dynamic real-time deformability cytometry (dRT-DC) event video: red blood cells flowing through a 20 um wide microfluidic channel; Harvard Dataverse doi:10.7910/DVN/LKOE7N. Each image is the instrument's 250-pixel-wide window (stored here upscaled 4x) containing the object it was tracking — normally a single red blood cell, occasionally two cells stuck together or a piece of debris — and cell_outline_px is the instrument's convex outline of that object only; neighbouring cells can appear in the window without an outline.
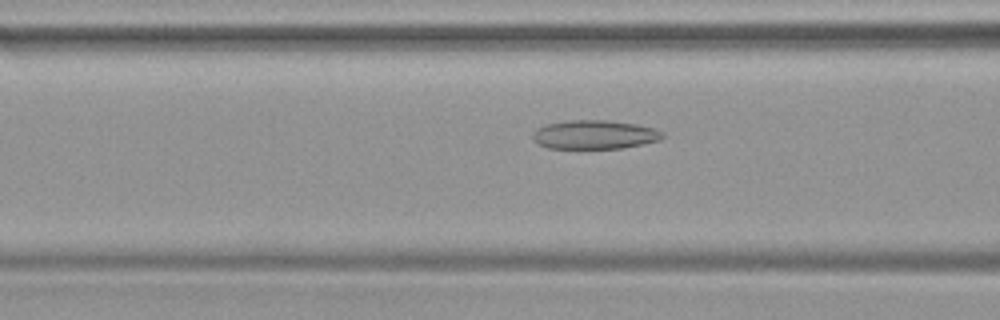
{"species": "common noctule bat (a hibernating species)", "species_latin": "Nyctalus noctula", "temperature_condition": "warm", "stored_images_in_passage": 47, "camera_frame_rate_fps": 3000, "um_per_image_px": 0.085, "animal": {"sex": "female", "body_mass_g": 19.9}, "frame": {"image": 1, "passage_image": 19, "time_ms": 6.0, "image_size_px": [1000, 320], "cell_outline_px": [[664, 136], [660, 140], [624, 148], [548, 148], [532, 140], [532, 132], [536, 128], [544, 124], [568, 120], [608, 120], [636, 124], [652, 128], [664, 132]], "centroid_in_image_um": [50.5, 11.43], "position_along_channel_um": 116.1, "area_um2": 21.96}}
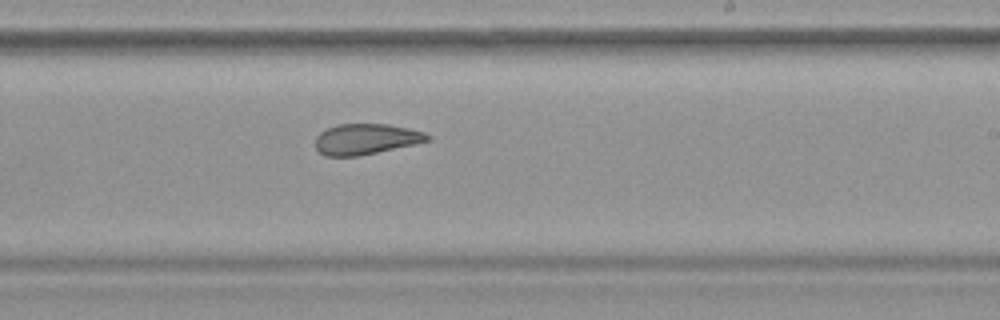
{"frame": {"image": 2, "passage_image": 29, "time_ms": 9.333, "image_size_px": [1000, 320], "cell_outline_px": [[432, 140], [376, 152], [356, 156], [324, 156], [316, 148], [316, 136], [320, 132], [336, 124], [388, 124], [408, 128], [424, 132], [432, 136]], "centroid_in_image_um": [31.11, 11.81], "position_along_channel_um": 257.9, "area_um2": 19.94}}
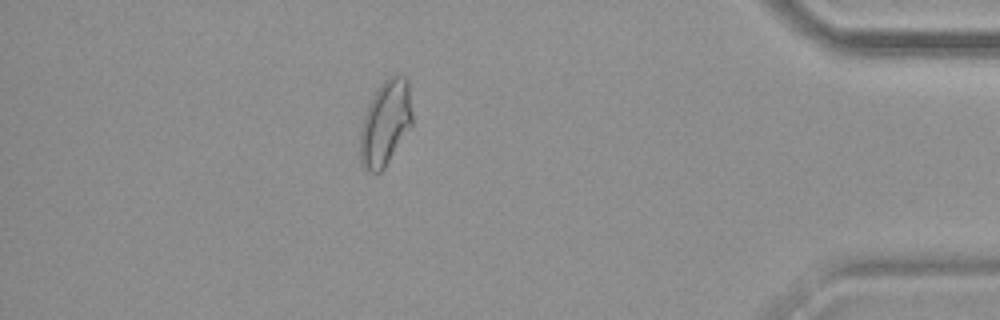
{"frame": {"image": 3, "passage_image": 42, "time_ms": 13.667, "image_size_px": [1000, 320], "cell_outline_px": [[412, 124], [384, 168], [380, 172], [368, 172], [360, 164], [360, 132], [364, 116], [368, 104], [372, 96], [380, 84], [384, 80], [396, 72], [404, 76], [408, 80], [412, 112]], "centroid_in_image_um": [32.75, 10.43], "position_along_channel_um": 402.4, "area_um2": 25.95}}